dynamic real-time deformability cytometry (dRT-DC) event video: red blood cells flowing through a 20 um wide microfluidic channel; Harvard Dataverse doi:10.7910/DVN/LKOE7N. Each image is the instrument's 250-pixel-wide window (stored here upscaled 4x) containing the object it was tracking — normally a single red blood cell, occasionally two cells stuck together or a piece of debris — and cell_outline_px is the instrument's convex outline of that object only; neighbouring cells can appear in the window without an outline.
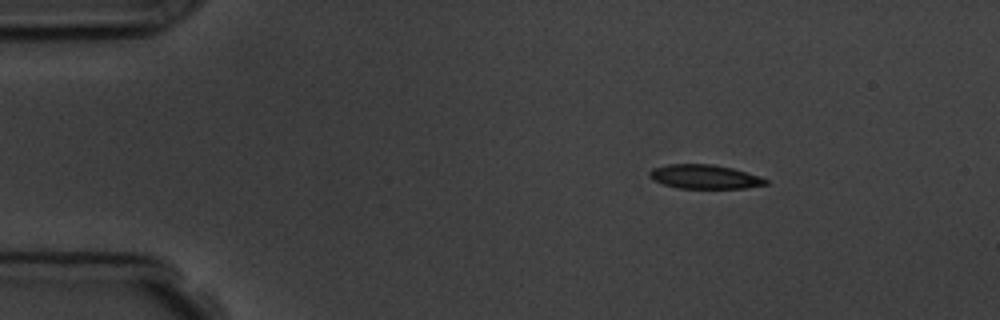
{"species": "common noctule bat (a hibernating species)", "species_latin": "Nyctalus noctula", "temperature_condition": "room temperature", "stored_images_in_passage": 4, "camera_frame_rate_fps": 3000, "um_per_image_px": 0.085, "animal": {"sex": "male", "body_mass_g": 19.5, "forearm_length_mm": 54.6}, "frame": {"image": 1, "passage_image": 1, "time_ms": 0.0, "image_size_px": [1000, 320], "cell_outline_px": [[768, 184], [744, 188], [680, 188], [664, 184], [648, 176], [648, 172], [652, 168], [668, 164], [712, 164], [732, 168], [760, 176], [768, 180]], "centroid_in_image_um": [59.9, 15.01], "position_along_channel_um": 25.1, "area_um2": 16.18}}